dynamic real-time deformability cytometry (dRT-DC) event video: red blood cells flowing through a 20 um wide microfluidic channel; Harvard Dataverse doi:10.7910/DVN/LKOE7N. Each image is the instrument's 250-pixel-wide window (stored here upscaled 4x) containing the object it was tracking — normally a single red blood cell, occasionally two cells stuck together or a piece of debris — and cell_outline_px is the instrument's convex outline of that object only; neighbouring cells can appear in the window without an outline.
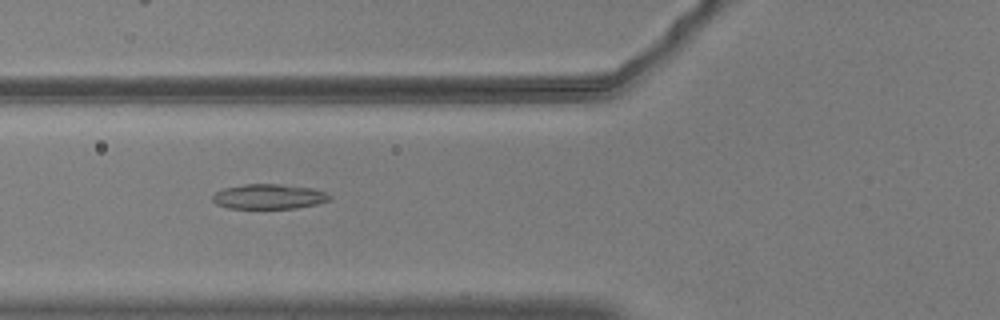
{"species": "common noctule bat (a hibernating species)", "species_latin": "Nyctalus noctula", "temperature_condition": "warm", "stored_images_in_passage": 55, "camera_frame_rate_fps": 3000, "um_per_image_px": 0.085, "animal": {"sex": "male", "body_mass_g": 20.5, "forearm_length_mm": 52.5}, "frame": {"image": 1, "passage_image": 21, "time_ms": 6.667, "image_size_px": [1000, 320], "cell_outline_px": [[332, 200], [316, 204], [296, 208], [228, 208], [216, 204], [212, 200], [212, 196], [216, 192], [224, 188], [244, 184], [276, 184], [312, 188], [324, 192], [332, 196]], "centroid_in_image_um": [22.86, 16.71], "position_along_channel_um": 102.9, "area_um2": 16.94}}
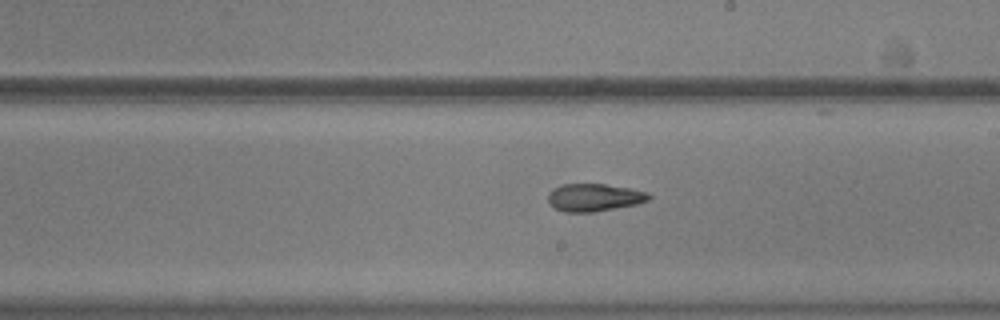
{"frame": {"image": 2, "passage_image": 32, "time_ms": 10.333, "image_size_px": [1000, 320], "cell_outline_px": [[652, 196], [648, 200], [636, 204], [592, 212], [564, 212], [556, 208], [548, 200], [548, 192], [552, 188], [560, 184], [604, 184], [628, 188], [648, 192]], "centroid_in_image_um": [50.48, 16.77], "position_along_channel_um": 238.5, "area_um2": 16.13}}
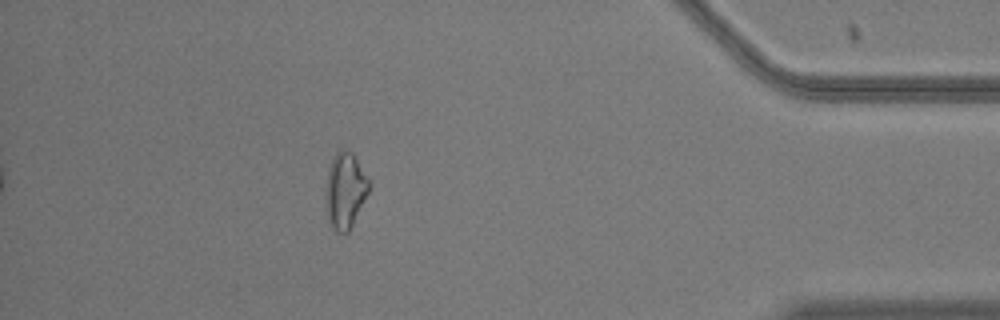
{"frame": {"image": 3, "passage_image": 49, "time_ms": 16.0, "image_size_px": [1000, 320], "cell_outline_px": [[372, 184], [348, 232], [336, 232], [328, 224], [328, 168], [336, 152], [344, 148], [352, 152], [372, 180]], "centroid_in_image_um": [29.4, 16.14], "position_along_channel_um": 405.8, "area_um2": 18.79}, "authors_computed_cell_mechanics": {"area_um2": 17.5134, "velocity_mm_per_s": 3.6818, "shape_relaxation_time_tau1_ms": 10.8101, "shape_relaxation_time_tau2_ms": 3.0404, "deformation_change_tau1": 0.231, "deformation_change_tau2": 0.1058}}